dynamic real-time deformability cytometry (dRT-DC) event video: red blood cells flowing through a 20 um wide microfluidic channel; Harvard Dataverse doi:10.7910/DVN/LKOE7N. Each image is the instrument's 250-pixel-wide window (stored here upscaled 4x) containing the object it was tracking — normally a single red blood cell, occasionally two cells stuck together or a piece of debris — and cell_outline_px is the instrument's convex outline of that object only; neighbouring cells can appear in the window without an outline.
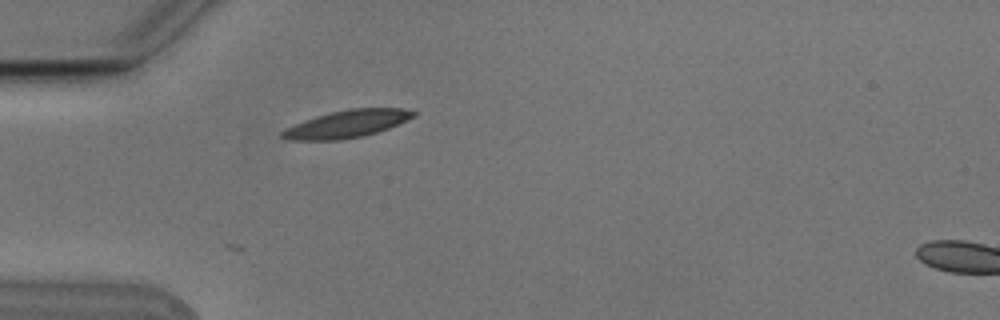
{"species": "Egyptian fruit bat (a non-hibernating species)", "species_latin": "Rousettus aegyptiacus", "temperature_condition": "cold", "stored_images_in_passage": 5, "camera_frame_rate_fps": 3000, "um_per_image_px": 0.085, "animal": {"sex": "male"}, "frame": {"image": 1, "passage_image": 5, "time_ms": 1.333, "image_size_px": [1000, 320], "cell_outline_px": [[416, 116], [388, 128], [376, 132], [360, 136], [340, 140], [288, 140], [280, 136], [280, 132], [304, 120], [316, 116], [332, 112], [352, 108], [404, 108], [416, 112]], "centroid_in_image_um": [29.5, 10.53], "position_along_channel_um": 55.5, "area_um2": 20.69}}